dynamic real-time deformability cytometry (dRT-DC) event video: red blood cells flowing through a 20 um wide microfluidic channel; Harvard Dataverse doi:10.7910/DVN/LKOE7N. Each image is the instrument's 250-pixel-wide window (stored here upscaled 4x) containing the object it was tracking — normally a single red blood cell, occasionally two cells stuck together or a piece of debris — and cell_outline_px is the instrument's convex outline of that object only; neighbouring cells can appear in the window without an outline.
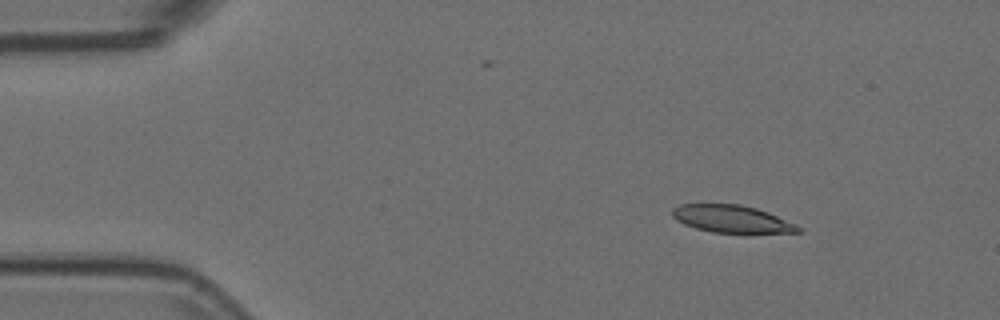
{"species": "Egyptian fruit bat (a non-hibernating species)", "species_latin": "Rousettus aegyptiacus", "temperature_condition": "room temperature", "stored_images_in_passage": 5, "camera_frame_rate_fps": 3000, "um_per_image_px": 0.085, "animal": {"sex": "female"}, "frame": {"image": 1, "passage_image": 3, "time_ms": 0.667, "image_size_px": [1000, 320], "cell_outline_px": [[804, 232], [712, 232], [696, 228], [684, 224], [676, 220], [672, 216], [672, 208], [680, 204], [740, 204], [756, 208], [768, 212], [796, 224], [804, 228]], "centroid_in_image_um": [62.2, 18.6], "position_along_channel_um": 22.8, "area_um2": 20.0}}